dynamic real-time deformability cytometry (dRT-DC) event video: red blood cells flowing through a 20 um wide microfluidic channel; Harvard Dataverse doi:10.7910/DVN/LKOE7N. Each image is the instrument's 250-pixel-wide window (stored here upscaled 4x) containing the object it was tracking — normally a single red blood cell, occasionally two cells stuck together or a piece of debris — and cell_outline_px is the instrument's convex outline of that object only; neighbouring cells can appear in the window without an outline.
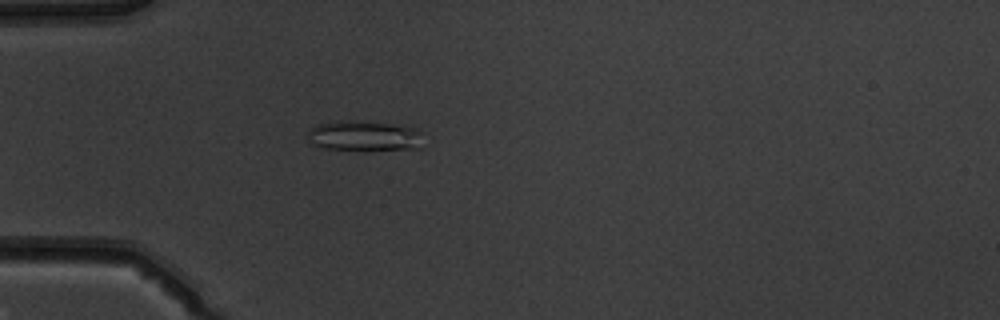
{"species": "common noctule bat (a hibernating species)", "species_latin": "Nyctalus noctula", "temperature_condition": "warm", "stored_images_in_passage": 44, "camera_frame_rate_fps": 3000, "um_per_image_px": 0.085, "animal": {"sex": "male", "body_mass_g": 19.5, "forearm_length_mm": 54.6}, "frame": {"image": 1, "passage_image": 8, "time_ms": 2.333, "image_size_px": [1000, 320], "cell_outline_px": [[420, 148], [324, 148], [312, 144], [308, 140], [308, 132], [312, 128], [320, 124], [340, 120], [348, 120], [388, 124], [416, 128], [420, 132]], "centroid_in_image_um": [30.9, 11.52], "position_along_channel_um": 54.1, "area_um2": 19.31}}
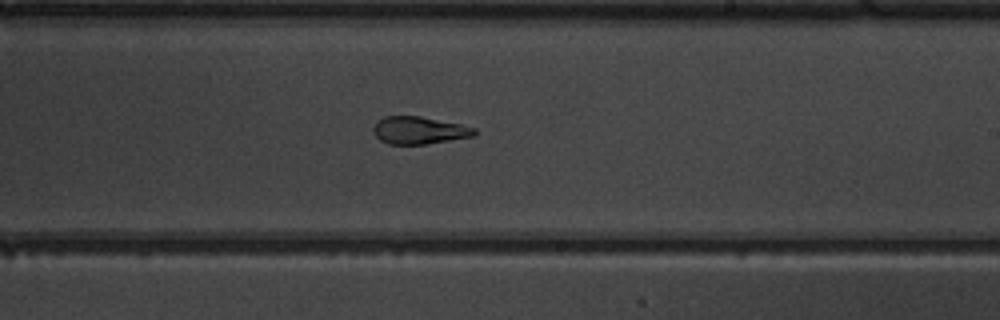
{"frame": {"image": 2, "passage_image": 24, "time_ms": 7.667, "image_size_px": [1000, 320], "cell_outline_px": [[476, 136], [424, 144], [388, 144], [380, 140], [376, 136], [372, 128], [376, 120], [384, 116], [420, 116], [460, 124], [476, 128]], "centroid_in_image_um": [35.61, 11.07], "position_along_channel_um": 253.4, "area_um2": 16.24}}
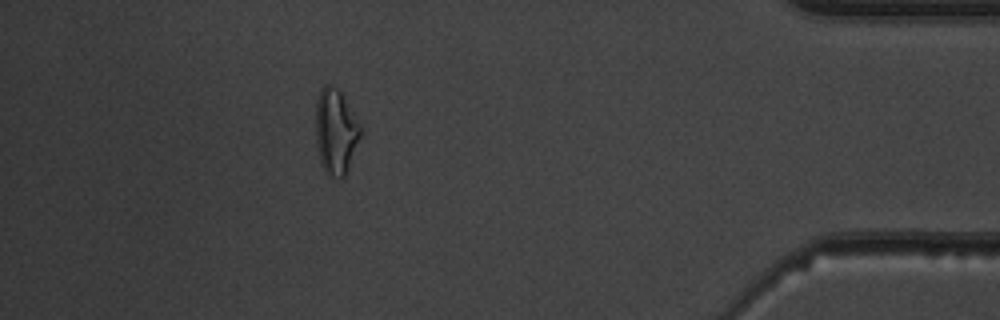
{"frame": {"image": 3, "passage_image": 39, "time_ms": 12.667, "image_size_px": [1000, 320], "cell_outline_px": [[360, 136], [344, 176], [328, 176], [324, 172], [320, 160], [316, 144], [316, 100], [320, 88], [324, 84], [332, 84], [340, 92], [360, 124]], "centroid_in_image_um": [28.49, 11.14], "position_along_channel_um": 406.7, "area_um2": 21.85}, "authors_computed_cell_mechanics": {"area_um2": 18.0914, "velocity_mm_per_s": 3.9336, "shape_relaxation_time_tau1_ms": null, "shape_relaxation_time_tau2_ms": 1.2446, "deformation_change_tau1": null, "deformation_change_tau2": 0.0723}}